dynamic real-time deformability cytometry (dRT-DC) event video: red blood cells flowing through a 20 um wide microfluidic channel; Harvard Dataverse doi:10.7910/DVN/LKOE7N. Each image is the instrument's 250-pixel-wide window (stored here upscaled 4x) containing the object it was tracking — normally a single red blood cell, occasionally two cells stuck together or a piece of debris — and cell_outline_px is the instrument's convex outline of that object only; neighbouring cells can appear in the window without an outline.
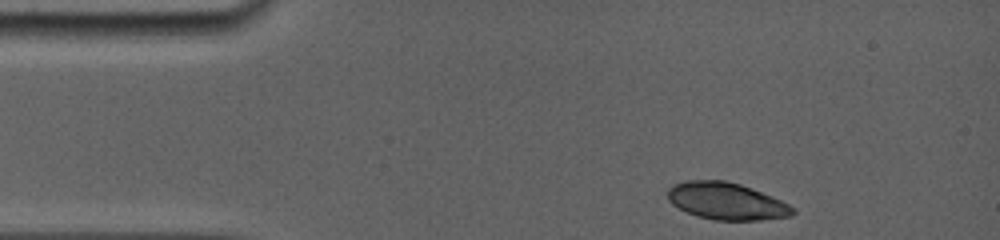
{"species": "common noctule bat (a hibernating species)", "species_latin": "Nyctalus noctula", "temperature_condition": "room temperature", "stored_images_in_passage": 6, "camera_frame_rate_fps": 5000, "um_per_image_px": 0.085, "animal": {"sex": "female", "body_mass_g": 19.0, "forearm_length_mm": 56.7}, "frame": {"image": 1, "passage_image": 1, "time_ms": 0.0, "image_size_px": [1000, 240], "cell_outline_px": [[796, 212], [792, 216], [760, 220], [712, 220], [696, 216], [672, 204], [668, 200], [668, 188], [672, 184], [688, 180], [724, 180], [740, 184], [752, 188], [772, 196], [796, 208]], "centroid_in_image_um": [61.76, 17.1], "position_along_channel_um": 23.2, "area_um2": 27.17}}